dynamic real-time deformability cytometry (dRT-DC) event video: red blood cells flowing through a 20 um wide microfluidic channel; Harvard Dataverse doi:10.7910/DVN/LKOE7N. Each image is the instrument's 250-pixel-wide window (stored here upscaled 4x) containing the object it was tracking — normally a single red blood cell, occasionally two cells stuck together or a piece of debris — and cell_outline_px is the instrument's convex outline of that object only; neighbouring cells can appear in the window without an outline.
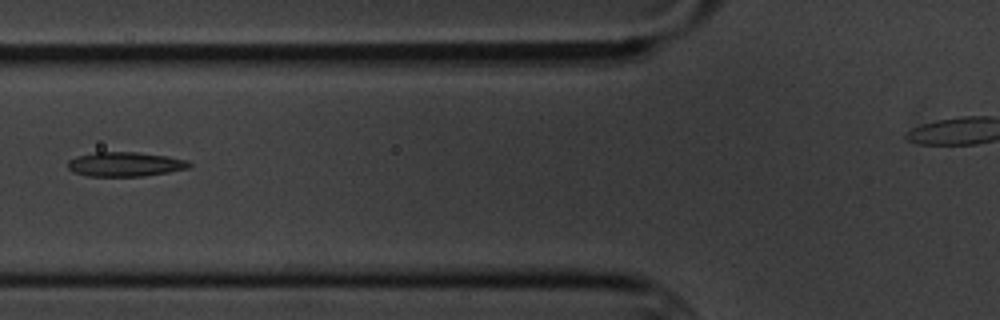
{"species": "common noctule bat (a hibernating species)", "species_latin": "Nyctalus noctula", "temperature_condition": "cold", "stored_images_in_passage": 3, "camera_frame_rate_fps": 3000, "um_per_image_px": 0.085, "animal": {"sex": "male", "body_mass_g": 20.1, "forearm_length_mm": 53.5}, "frame": {"image": 1, "passage_image": 3, "time_ms": 2.333, "image_size_px": [1000, 320], "cell_outline_px": [[192, 164], [188, 168], [168, 172], [144, 176], [88, 176], [72, 172], [68, 168], [68, 160], [76, 156], [96, 152], [136, 152], [168, 156], [188, 160]], "centroid_in_image_um": [10.63, 13.96], "position_along_channel_um": 115.2, "area_um2": 17.34}}